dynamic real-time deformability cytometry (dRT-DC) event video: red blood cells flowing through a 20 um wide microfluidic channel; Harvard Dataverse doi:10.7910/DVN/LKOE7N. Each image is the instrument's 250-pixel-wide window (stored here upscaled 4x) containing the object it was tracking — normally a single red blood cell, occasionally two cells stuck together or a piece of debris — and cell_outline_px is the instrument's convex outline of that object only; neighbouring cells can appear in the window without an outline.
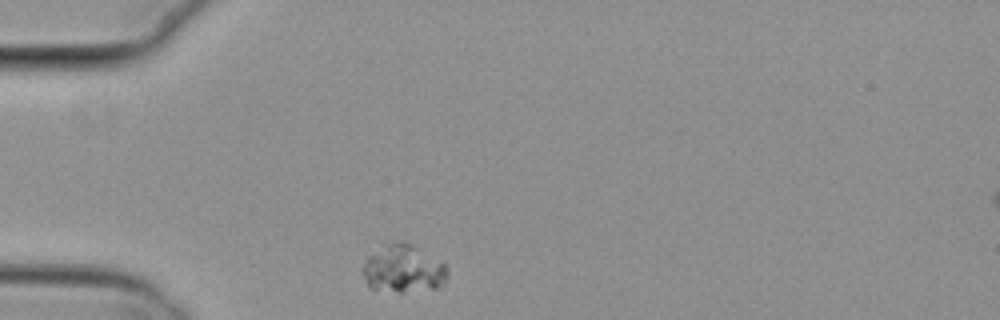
{"species": "common noctule bat (a hibernating species)", "species_latin": "Nyctalus noctula", "temperature_condition": "cold", "stored_images_in_passage": 42, "camera_frame_rate_fps": 3000, "um_per_image_px": 0.085, "animal": {"sex": "female", "body_mass_g": 29.2, "forearm_length_mm": 56.3}, "frame": {"image": 1, "passage_image": 1, "time_ms": 0.0, "image_size_px": [1000, 320], "cell_outline_px": [[448, 276], [444, 288], [400, 292], [368, 288], [364, 280], [364, 260], [380, 240], [404, 240], [412, 244], [444, 264], [448, 268]], "centroid_in_image_um": [34.25, 22.8], "position_along_channel_um": 50.8, "area_um2": 24.68}}
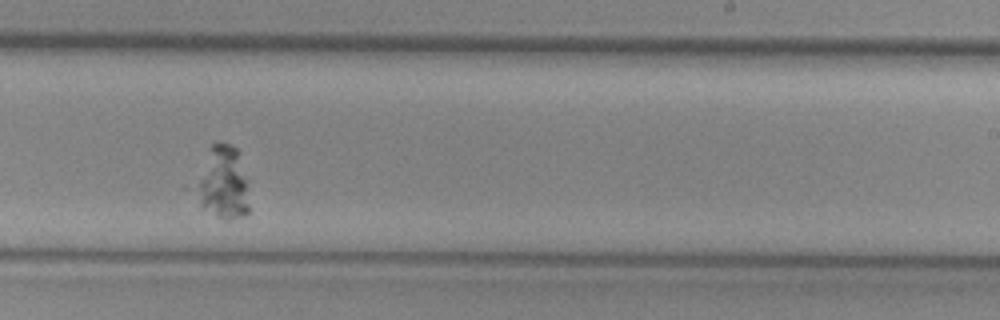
{"frame": {"image": 2, "passage_image": 21, "time_ms": 6.667, "image_size_px": [1000, 320], "cell_outline_px": [[248, 212], [240, 216], [216, 216], [200, 208], [184, 188], [184, 184], [212, 144], [216, 140], [232, 144], [236, 148], [248, 180]], "centroid_in_image_um": [18.69, 15.47], "position_along_channel_um": 270.3, "area_um2": 25.09}}
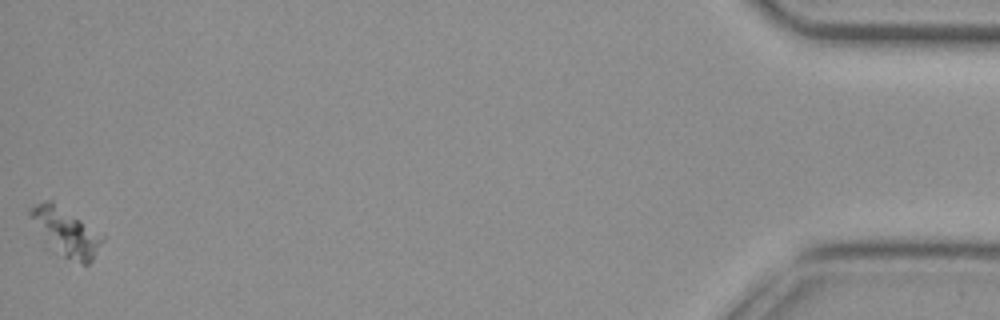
{"frame": {"image": 3, "passage_image": 42, "time_ms": 13.667, "image_size_px": [1000, 320], "cell_outline_px": [[104, 240], [92, 260], [88, 264], [80, 264], [48, 252], [44, 248], [28, 216], [28, 208], [32, 204], [44, 200], [52, 200], [104, 236]], "centroid_in_image_um": [5.47, 19.77], "position_along_channel_um": 429.7, "area_um2": 21.27}}